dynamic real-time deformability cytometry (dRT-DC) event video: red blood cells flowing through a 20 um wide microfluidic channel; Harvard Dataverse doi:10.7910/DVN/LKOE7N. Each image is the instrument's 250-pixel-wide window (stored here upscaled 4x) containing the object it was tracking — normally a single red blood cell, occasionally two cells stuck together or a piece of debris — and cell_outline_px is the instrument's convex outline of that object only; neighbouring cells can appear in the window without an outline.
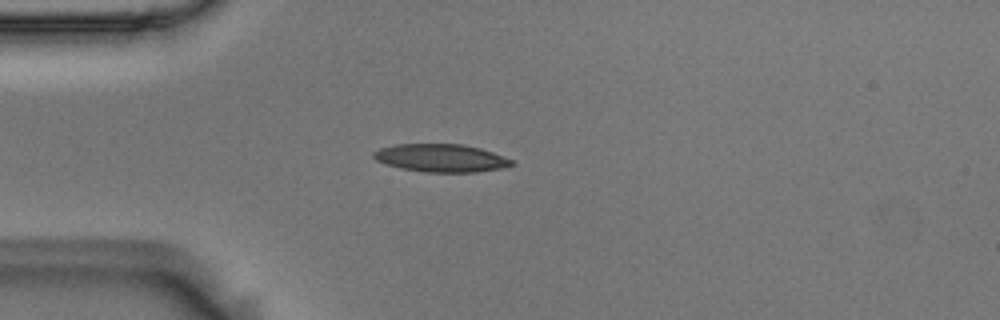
{"species": "Egyptian fruit bat (a non-hibernating species)", "species_latin": "Rousettus aegyptiacus", "temperature_condition": "room temperature", "stored_images_in_passage": 1, "camera_frame_rate_fps": 3000, "um_per_image_px": 0.085, "animal": {"sex": "male"}, "frame": {"image": 1, "passage_image": 1, "time_ms": 0.0, "image_size_px": [1000, 320], "cell_outline_px": [[516, 164], [500, 168], [476, 172], [424, 172], [400, 168], [376, 160], [372, 156], [372, 152], [380, 148], [396, 144], [460, 144], [480, 148], [492, 152], [512, 160]], "centroid_in_image_um": [37.46, 13.43], "position_along_channel_um": 47.5, "area_um2": 22.31}}